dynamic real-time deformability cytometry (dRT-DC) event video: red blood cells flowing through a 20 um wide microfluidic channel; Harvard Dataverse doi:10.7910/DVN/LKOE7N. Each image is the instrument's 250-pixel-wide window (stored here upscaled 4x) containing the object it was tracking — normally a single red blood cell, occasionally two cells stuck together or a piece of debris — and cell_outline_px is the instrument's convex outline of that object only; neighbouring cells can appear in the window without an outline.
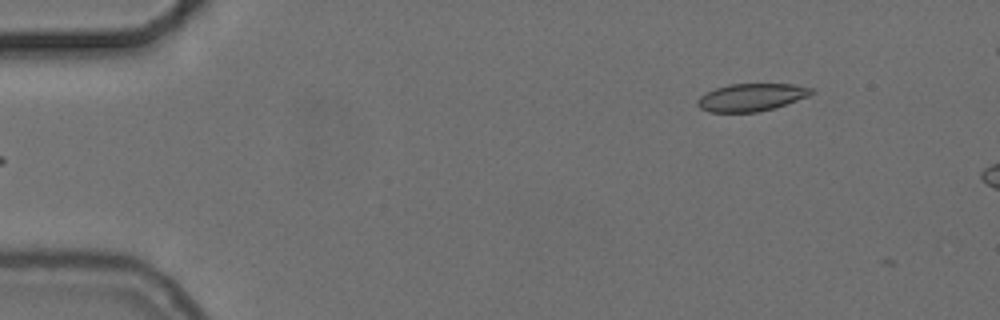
{"species": "common noctule bat (a hibernating species)", "species_latin": "Nyctalus noctula", "temperature_condition": "cold", "stored_images_in_passage": 6, "camera_frame_rate_fps": 3000, "um_per_image_px": 0.085, "animal": {"sex": "female", "body_mass_g": 24.6, "forearm_length_mm": 56.2}, "frame": {"image": 1, "passage_image": 3, "time_ms": 0.667, "image_size_px": [1000, 320], "cell_outline_px": [[816, 92], [808, 96], [776, 108], [756, 112], [708, 112], [700, 108], [696, 104], [696, 100], [700, 96], [716, 88], [728, 84], [792, 84], [812, 88]], "centroid_in_image_um": [63.86, 8.27], "position_along_channel_um": 21.1, "area_um2": 18.38}}